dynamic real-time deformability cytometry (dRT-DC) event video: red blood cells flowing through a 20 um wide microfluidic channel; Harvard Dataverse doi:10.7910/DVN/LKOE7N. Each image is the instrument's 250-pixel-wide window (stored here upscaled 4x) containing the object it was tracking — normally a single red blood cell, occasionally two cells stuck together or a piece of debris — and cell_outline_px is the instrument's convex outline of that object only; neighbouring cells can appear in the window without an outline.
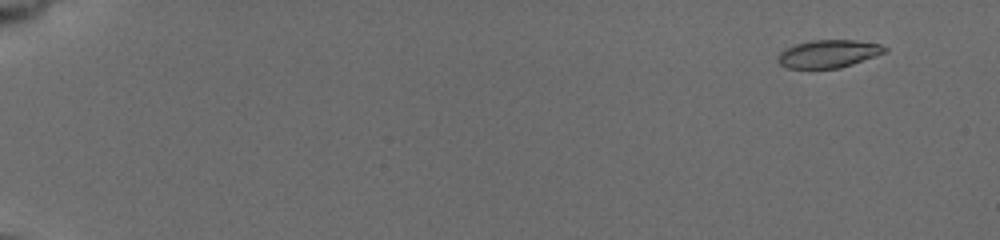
{"species": "common noctule bat (a hibernating species)", "species_latin": "Nyctalus noctula", "temperature_condition": "cold", "stored_images_in_passage": 21, "camera_frame_rate_fps": 3000, "um_per_image_px": 0.085, "animal": {"sex": "female", "body_mass_g": 19.5, "forearm_length_mm": 54.1}, "frame": {"image": 1, "passage_image": 3, "time_ms": 1.333, "image_size_px": [1000, 240], "cell_outline_px": [[888, 52], [840, 68], [788, 68], [780, 64], [776, 60], [776, 56], [780, 52], [796, 44], [812, 40], [856, 40], [880, 44], [888, 48]], "centroid_in_image_um": [70.44, 4.57], "position_along_channel_um": 14.6, "area_um2": 17.34}}